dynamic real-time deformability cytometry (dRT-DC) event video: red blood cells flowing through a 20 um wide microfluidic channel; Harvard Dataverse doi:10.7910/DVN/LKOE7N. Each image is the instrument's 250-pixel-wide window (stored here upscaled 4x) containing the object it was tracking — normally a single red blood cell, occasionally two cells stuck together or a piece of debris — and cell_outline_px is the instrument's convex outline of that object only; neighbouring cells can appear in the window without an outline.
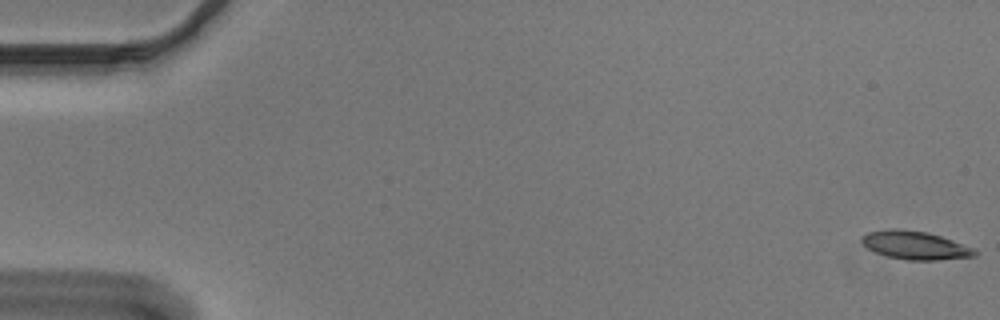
{"species": "Egyptian fruit bat (a non-hibernating species)", "species_latin": "Rousettus aegyptiacus", "temperature_condition": "cold", "stored_images_in_passage": 55, "camera_frame_rate_fps": 3000, "um_per_image_px": 0.085, "animal": {"sex": "male"}, "frame": {"image": 1, "passage_image": 1, "time_ms": 0.0, "image_size_px": [1000, 320], "cell_outline_px": [[980, 252], [976, 256], [936, 260], [908, 260], [888, 256], [876, 252], [868, 248], [860, 240], [868, 232], [892, 228], [896, 228], [928, 232], [976, 248]], "centroid_in_image_um": [77.85, 20.85], "position_along_channel_um": 7.2, "area_um2": 18.61}}
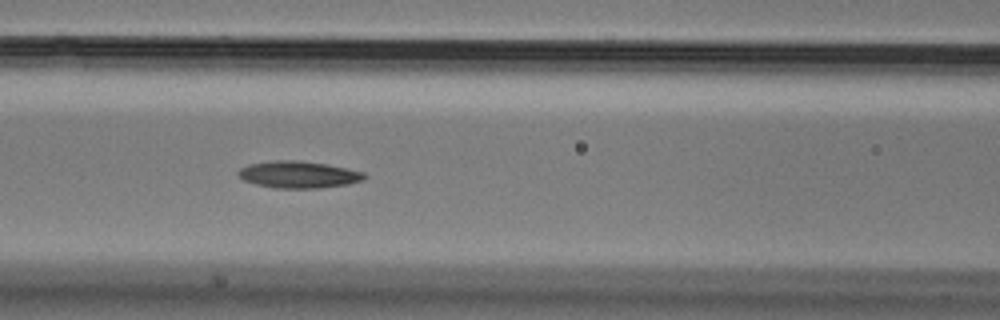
{"frame": {"image": 2, "passage_image": 24, "time_ms": 7.667, "image_size_px": [1000, 320], "cell_outline_px": [[368, 176], [364, 180], [348, 184], [320, 188], [272, 188], [256, 184], [244, 180], [236, 172], [240, 168], [248, 164], [276, 160], [296, 160], [324, 164], [348, 168], [364, 172]], "centroid_in_image_um": [25.39, 14.84], "position_along_channel_um": 141.2, "area_um2": 19.83}}
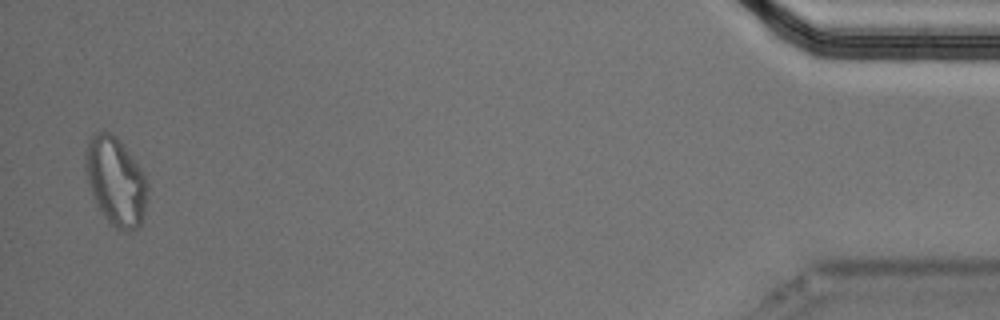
{"frame": {"image": 3, "passage_image": 54, "time_ms": 17.667, "image_size_px": [1000, 320], "cell_outline_px": [[148, 188], [144, 216], [140, 228], [132, 232], [124, 232], [108, 224], [100, 212], [92, 196], [84, 168], [84, 156], [88, 140], [92, 132], [104, 128], [116, 136], [124, 144], [140, 168], [148, 184]], "centroid_in_image_um": [9.81, 15.41], "position_along_channel_um": 425.4, "area_um2": 33.0}}